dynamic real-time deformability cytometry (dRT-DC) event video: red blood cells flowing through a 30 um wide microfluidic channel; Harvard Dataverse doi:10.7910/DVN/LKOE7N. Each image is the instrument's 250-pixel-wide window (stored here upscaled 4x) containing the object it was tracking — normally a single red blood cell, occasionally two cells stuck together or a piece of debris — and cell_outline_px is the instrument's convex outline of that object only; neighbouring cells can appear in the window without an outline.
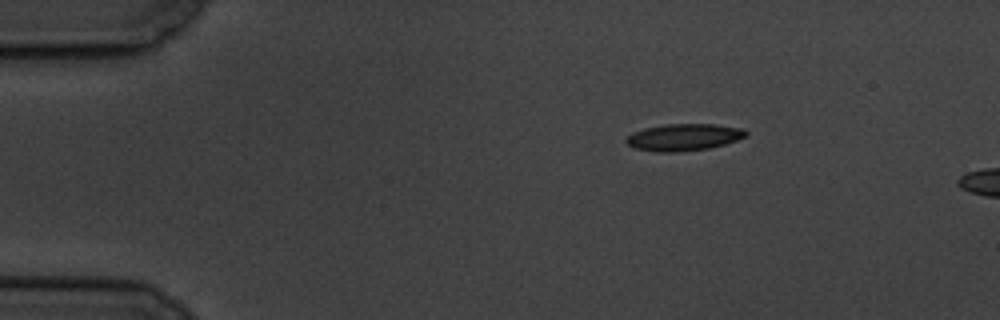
{"species": "common noctule bat (a hibernating species)", "species_latin": "Nyctalus noctula", "temperature_condition": "cold", "stored_images_in_passage": 5, "camera_frame_rate_fps": 3000, "um_per_image_px": 0.085, "animal": {"sex": "male", "body_mass_g": 19.5, "forearm_length_mm": 54.6}, "frame": {"image": 1, "passage_image": 1, "time_ms": 0.0, "image_size_px": [1000, 320], "cell_outline_px": [[748, 136], [724, 144], [708, 148], [676, 152], [656, 152], [632, 148], [624, 140], [632, 132], [644, 128], [664, 124], [716, 124], [744, 128], [748, 132]], "centroid_in_image_um": [58.11, 11.66], "position_along_channel_um": 26.9, "area_um2": 18.96}}